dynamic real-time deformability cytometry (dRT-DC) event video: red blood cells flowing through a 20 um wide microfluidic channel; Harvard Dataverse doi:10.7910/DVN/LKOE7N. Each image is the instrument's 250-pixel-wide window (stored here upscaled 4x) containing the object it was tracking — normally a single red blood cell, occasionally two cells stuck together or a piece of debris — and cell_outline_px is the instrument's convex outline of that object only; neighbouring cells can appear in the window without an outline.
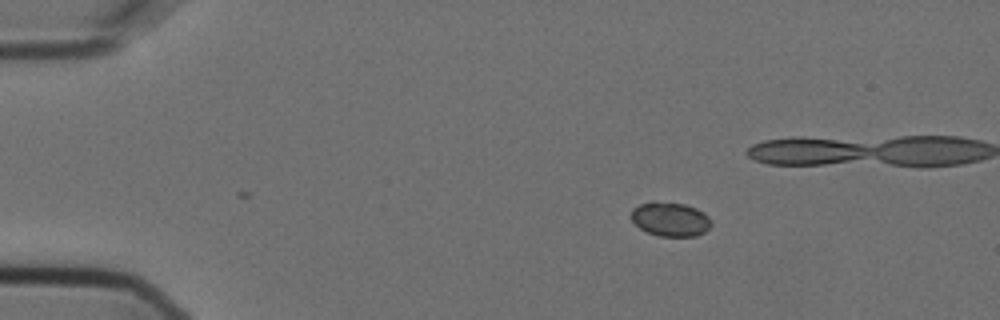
{"species": "Egyptian fruit bat (a non-hibernating species)", "species_latin": "Rousettus aegyptiacus", "temperature_condition": "cold", "stored_images_in_passage": 5, "camera_frame_rate_fps": 3000, "um_per_image_px": 0.085, "animal": {"sex": "female"}, "frame": {"image": 1, "passage_image": 1, "time_ms": 0.0, "image_size_px": [1000, 320], "cell_outline_px": [[712, 224], [704, 232], [696, 236], [660, 236], [648, 232], [640, 228], [632, 220], [632, 208], [640, 204], [684, 204], [696, 208], [704, 212], [712, 220]], "centroid_in_image_um": [57.03, 18.67], "position_along_channel_um": 28.0, "area_um2": 15.37}}
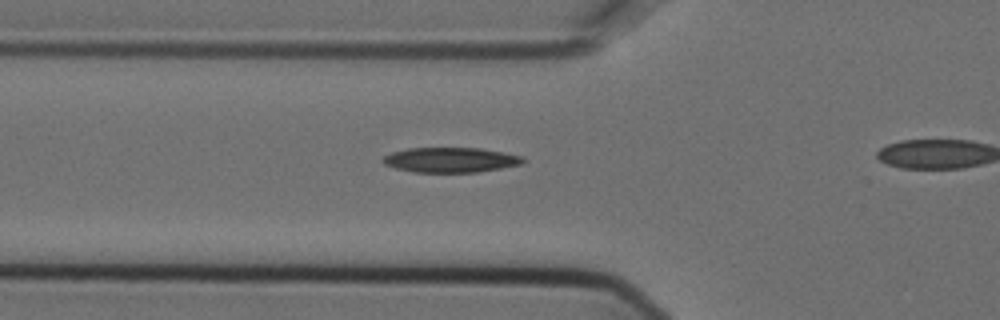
{"frame": {"image": 2, "passage_image": 5, "time_ms": 1.333, "image_size_px": [1000, 320], "cell_outline_px": [[528, 160], [524, 164], [476, 172], [412, 172], [396, 168], [384, 164], [380, 160], [384, 156], [392, 152], [408, 148], [480, 148], [524, 156]], "centroid_in_image_um": [38.33, 13.59], "position_along_channel_um": 87.5, "area_um2": 20.52}}